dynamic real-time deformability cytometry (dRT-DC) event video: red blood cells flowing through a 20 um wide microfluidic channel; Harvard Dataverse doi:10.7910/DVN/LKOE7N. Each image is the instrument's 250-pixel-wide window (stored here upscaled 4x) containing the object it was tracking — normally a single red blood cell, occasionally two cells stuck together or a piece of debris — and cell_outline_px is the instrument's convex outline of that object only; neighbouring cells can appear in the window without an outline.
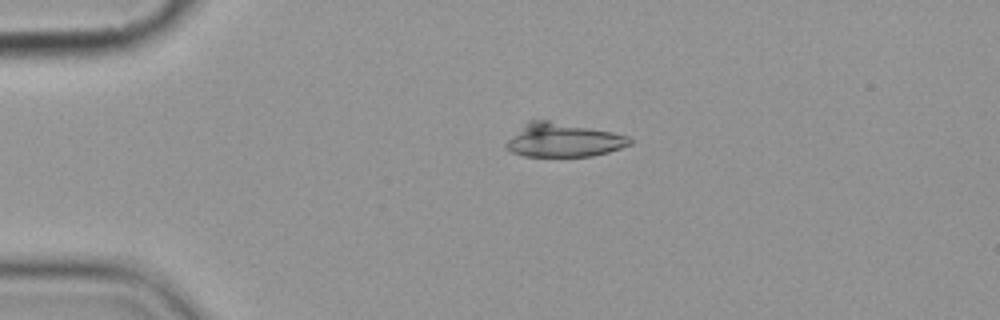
{"species": "common noctule bat (a hibernating species)", "species_latin": "Nyctalus noctula", "temperature_condition": "cold", "stored_images_in_passage": 5, "camera_frame_rate_fps": 3000, "um_per_image_px": 0.085, "animal": {"sex": "female", "body_mass_g": 19.9}, "frame": {"image": 1, "passage_image": 4, "time_ms": 3.333, "image_size_px": [1000, 320], "cell_outline_px": [[632, 144], [608, 152], [592, 156], [524, 156], [512, 152], [504, 148], [504, 144], [528, 120], [548, 120], [612, 132], [628, 136], [632, 140]], "centroid_in_image_um": [47.87, 11.91], "position_along_channel_um": 37.1, "area_um2": 24.16}}